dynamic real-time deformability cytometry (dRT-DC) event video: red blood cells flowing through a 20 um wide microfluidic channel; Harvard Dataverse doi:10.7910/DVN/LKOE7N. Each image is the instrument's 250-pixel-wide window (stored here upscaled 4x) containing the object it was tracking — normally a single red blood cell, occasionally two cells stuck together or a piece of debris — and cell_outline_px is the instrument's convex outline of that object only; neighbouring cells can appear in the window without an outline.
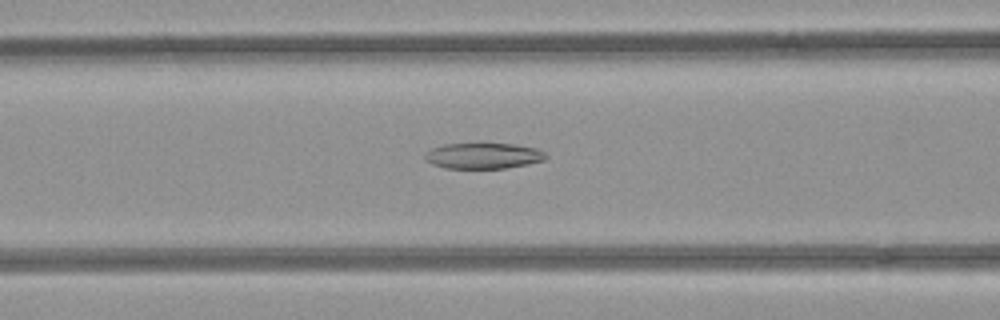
{"species": "common noctule bat (a hibernating species)", "species_latin": "Nyctalus noctula", "temperature_condition": "room temperature", "stored_images_in_passage": 50, "camera_frame_rate_fps": 3000, "um_per_image_px": 0.085, "animal": {"sex": "female", "body_mass_g": 21.9}, "frame": {"image": 1, "passage_image": 19, "time_ms": 6.0, "image_size_px": [1000, 320], "cell_outline_px": [[548, 156], [544, 160], [528, 164], [504, 168], [444, 168], [432, 164], [424, 160], [424, 152], [432, 148], [444, 144], [516, 144], [536, 148], [544, 152]], "centroid_in_image_um": [41.05, 13.24], "position_along_channel_um": 125.5, "area_um2": 18.21}}
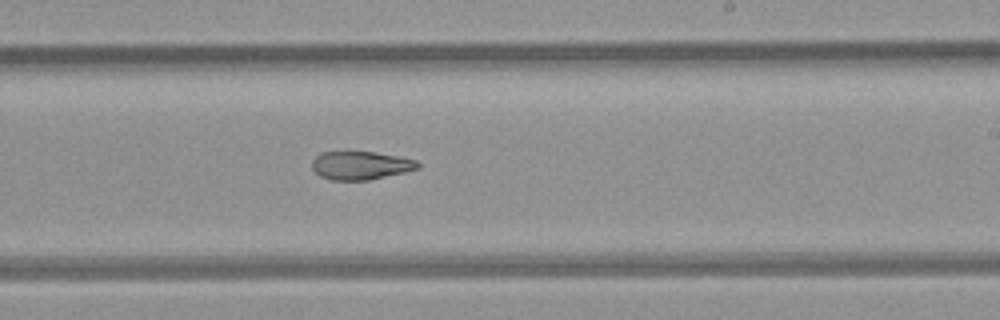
{"frame": {"image": 2, "passage_image": 29, "time_ms": 9.333, "image_size_px": [1000, 320], "cell_outline_px": [[420, 168], [404, 172], [368, 180], [332, 180], [320, 176], [312, 168], [312, 160], [320, 152], [376, 152], [416, 160], [420, 164]], "centroid_in_image_um": [30.64, 14.06], "position_along_channel_um": 258.4, "area_um2": 17.34}}
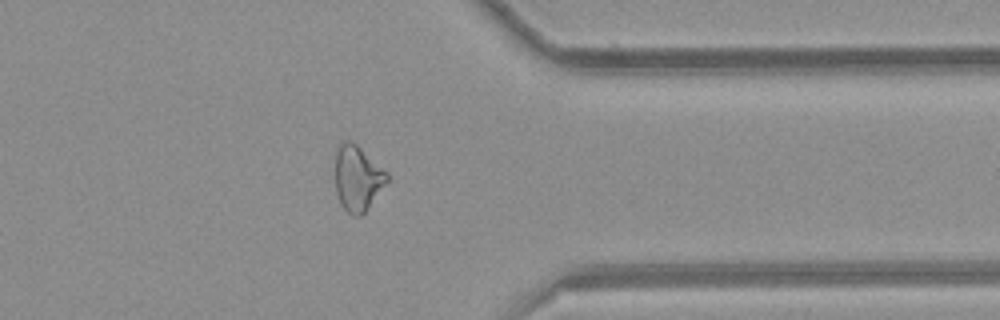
{"frame": {"image": 3, "passage_image": 39, "time_ms": 12.667, "image_size_px": [1000, 320], "cell_outline_px": [[388, 180], [368, 208], [360, 216], [352, 216], [340, 204], [336, 192], [336, 148], [344, 140], [352, 140], [388, 172]], "centroid_in_image_um": [30.38, 15.13], "position_along_channel_um": 381.0, "area_um2": 19.71}, "authors_computed_cell_mechanics": {"area_um2": 21.1548, "velocity_mm_per_s": 3.9797, "shape_relaxation_time_tau1_ms": null, "shape_relaxation_time_tau2_ms": 5.13, "deformation_change_tau1": null, "deformation_change_tau2": 0.1406}}